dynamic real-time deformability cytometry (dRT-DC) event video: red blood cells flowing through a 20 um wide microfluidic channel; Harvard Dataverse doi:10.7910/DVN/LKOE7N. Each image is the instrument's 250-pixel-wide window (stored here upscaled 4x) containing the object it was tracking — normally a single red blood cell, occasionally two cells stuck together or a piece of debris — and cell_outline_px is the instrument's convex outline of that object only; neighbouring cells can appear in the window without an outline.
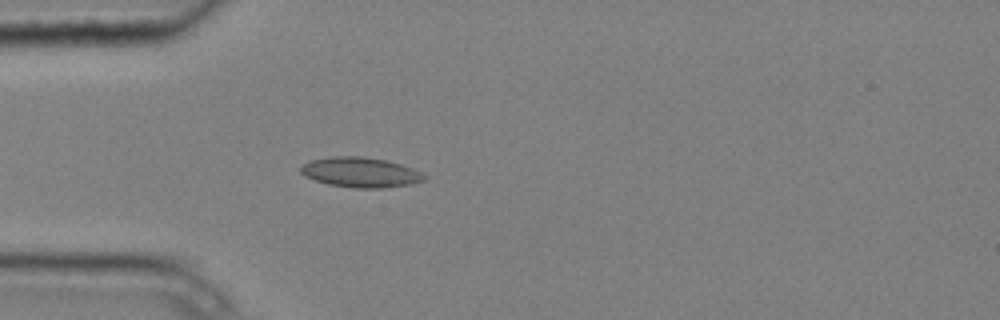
{"species": "common noctule bat (a hibernating species)", "species_latin": "Nyctalus noctula", "temperature_condition": "cold", "stored_images_in_passage": 3, "camera_frame_rate_fps": 3000, "um_per_image_px": 0.085, "animal": {"sex": "male", "body_mass_g": 20.4}, "frame": {"image": 1, "passage_image": 3, "time_ms": 0.667, "image_size_px": [1000, 320], "cell_outline_px": [[424, 180], [412, 184], [380, 188], [352, 188], [328, 184], [304, 176], [300, 172], [300, 168], [304, 164], [312, 160], [332, 156], [364, 156], [384, 160], [400, 164], [412, 168], [420, 172], [424, 176]], "centroid_in_image_um": [30.62, 14.65], "position_along_channel_um": 54.4, "area_um2": 21.44}}